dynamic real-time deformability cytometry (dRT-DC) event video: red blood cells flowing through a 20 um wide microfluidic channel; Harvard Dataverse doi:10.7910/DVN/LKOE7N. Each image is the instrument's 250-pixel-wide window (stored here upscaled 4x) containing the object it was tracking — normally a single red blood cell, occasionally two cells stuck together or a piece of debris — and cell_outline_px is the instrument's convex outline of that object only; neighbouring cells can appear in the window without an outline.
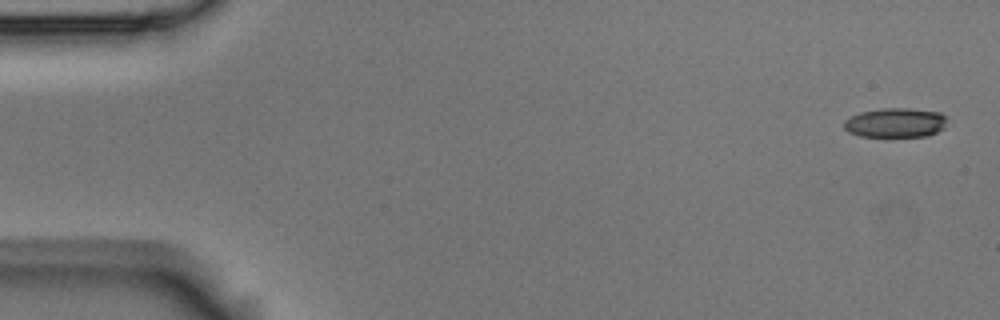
{"species": "Egyptian fruit bat (a non-hibernating species)", "species_latin": "Rousettus aegyptiacus", "temperature_condition": "room temperature", "stored_images_in_passage": 4, "camera_frame_rate_fps": 3000, "um_per_image_px": 0.085, "animal": {"sex": "male"}, "frame": {"image": 1, "passage_image": 1, "time_ms": 0.0, "image_size_px": [1000, 320], "cell_outline_px": [[944, 128], [928, 136], [860, 136], [848, 132], [844, 128], [844, 120], [860, 112], [884, 108], [908, 108], [940, 112], [944, 116]], "centroid_in_image_um": [76.08, 10.43], "position_along_channel_um": 8.9, "area_um2": 17.51}}
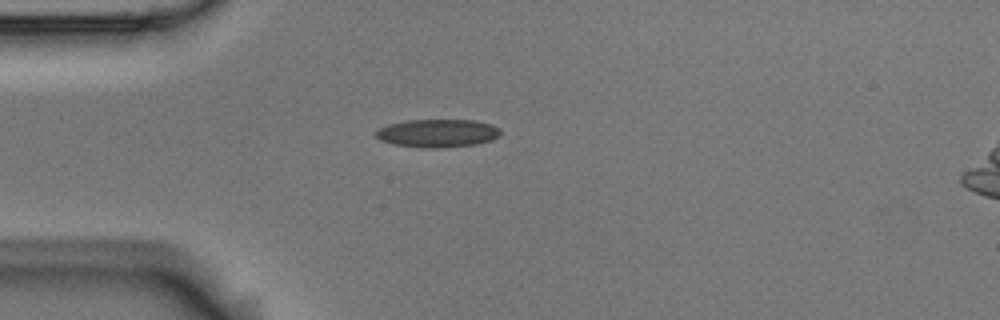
{"frame": {"image": 2, "passage_image": 4, "time_ms": 1.0, "image_size_px": [1000, 320], "cell_outline_px": [[500, 132], [492, 140], [476, 144], [436, 148], [424, 148], [392, 144], [380, 140], [376, 136], [376, 132], [380, 128], [388, 124], [404, 120], [472, 120], [492, 124]], "centroid_in_image_um": [37.14, 11.32], "position_along_channel_um": 47.9, "area_um2": 20.23}}